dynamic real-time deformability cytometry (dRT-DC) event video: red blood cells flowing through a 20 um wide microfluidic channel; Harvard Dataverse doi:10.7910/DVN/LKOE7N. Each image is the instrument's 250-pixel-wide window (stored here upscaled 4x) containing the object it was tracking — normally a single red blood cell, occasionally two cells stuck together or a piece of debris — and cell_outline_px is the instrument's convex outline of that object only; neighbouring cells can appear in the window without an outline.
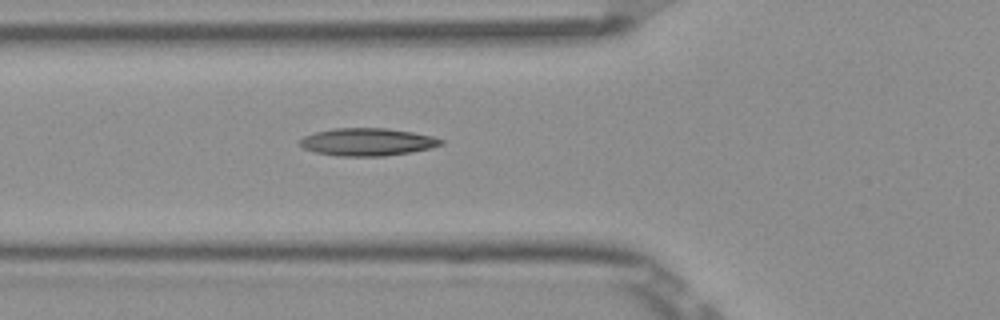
{"species": "Egyptian fruit bat (a non-hibernating species)", "species_latin": "Rousettus aegyptiacus", "temperature_condition": "room temperature", "stored_images_in_passage": 6, "camera_frame_rate_fps": 3000, "um_per_image_px": 0.085, "frame": {"image": 1, "passage_image": 6, "time_ms": 1.667, "image_size_px": [1000, 320], "cell_outline_px": [[444, 144], [432, 148], [412, 152], [384, 156], [336, 156], [316, 152], [304, 148], [300, 144], [300, 140], [304, 136], [316, 132], [332, 128], [388, 128], [412, 132], [432, 136], [444, 140]], "centroid_in_image_um": [31.26, 12.06], "position_along_channel_um": 94.5, "area_um2": 22.77}}